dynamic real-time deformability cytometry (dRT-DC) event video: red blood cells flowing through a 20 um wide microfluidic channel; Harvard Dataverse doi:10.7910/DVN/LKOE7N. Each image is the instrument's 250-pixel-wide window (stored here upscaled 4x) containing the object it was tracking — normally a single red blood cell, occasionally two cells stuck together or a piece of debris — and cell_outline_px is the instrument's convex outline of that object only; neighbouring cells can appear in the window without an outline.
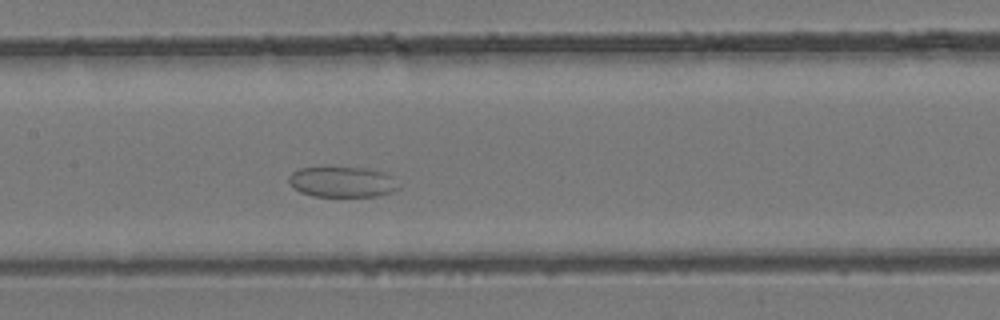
{"species": "common noctule bat (a hibernating species)", "species_latin": "Nyctalus noctula", "temperature_condition": "room temperature", "stored_images_in_passage": 26, "camera_frame_rate_fps": 3000, "um_per_image_px": 0.085, "animal": {"sex": "female", "body_mass_g": 24.6, "forearm_length_mm": 56.2}, "frame": {"image": 1, "passage_image": 12, "time_ms": 3.667, "image_size_px": [1000, 320], "cell_outline_px": [[400, 188], [376, 196], [312, 196], [300, 192], [288, 180], [288, 176], [292, 172], [300, 168], [324, 164], [328, 164], [368, 168], [384, 172], [392, 176]], "centroid_in_image_um": [29.05, 15.39], "position_along_channel_um": 178.4, "area_um2": 20.29}}
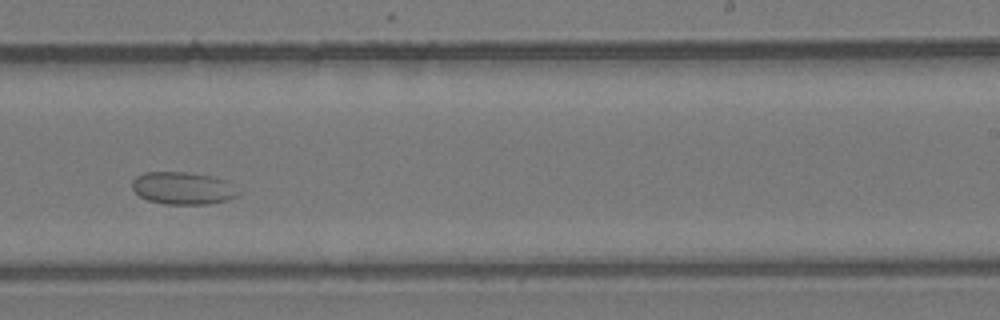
{"frame": {"image": 2, "passage_image": 18, "time_ms": 5.667, "image_size_px": [1000, 320], "cell_outline_px": [[240, 192], [236, 196], [228, 200], [208, 204], [164, 204], [148, 200], [140, 196], [132, 188], [132, 180], [136, 176], [144, 172], [184, 172], [212, 176], [228, 180]], "centroid_in_image_um": [15.56, 15.99], "position_along_channel_um": 273.4, "area_um2": 20.17}}
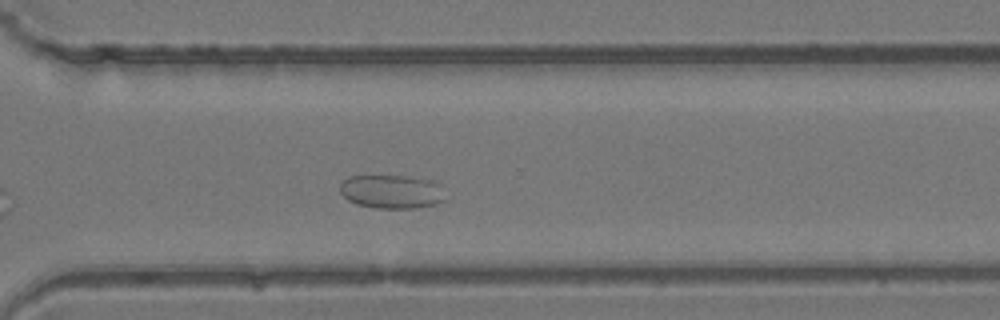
{"frame": {"image": 3, "passage_image": 22, "time_ms": 7.0, "image_size_px": [1000, 320], "cell_outline_px": [[444, 200], [436, 204], [412, 208], [376, 208], [356, 204], [348, 200], [340, 192], [340, 184], [348, 176], [408, 176], [432, 180], [436, 184]], "centroid_in_image_um": [33.21, 16.29], "position_along_channel_um": 337.4, "area_um2": 20.35}}